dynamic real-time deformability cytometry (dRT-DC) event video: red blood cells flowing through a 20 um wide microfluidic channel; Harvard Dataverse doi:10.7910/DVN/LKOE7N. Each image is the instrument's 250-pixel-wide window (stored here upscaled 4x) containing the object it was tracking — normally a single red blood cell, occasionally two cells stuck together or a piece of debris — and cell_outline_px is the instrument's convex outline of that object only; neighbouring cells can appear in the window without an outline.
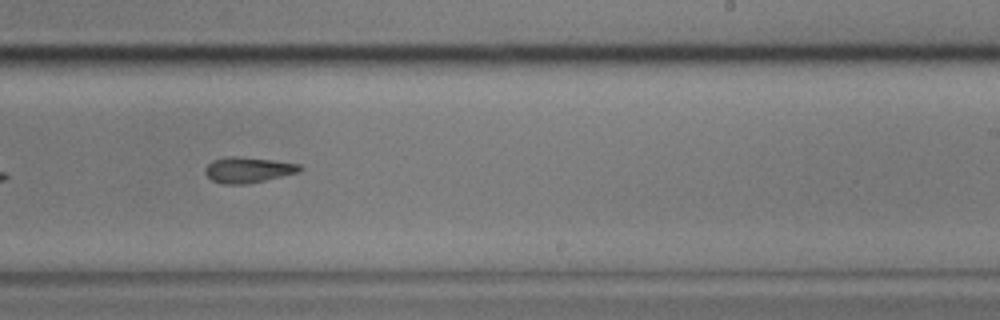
{"species": "common noctule bat (a hibernating species)", "species_latin": "Nyctalus noctula", "temperature_condition": "cold", "stored_images_in_passage": 24, "camera_frame_rate_fps": 3000, "um_per_image_px": 0.085, "animal": {"sex": "male", "body_mass_g": 17.9}, "frame": {"image": 1, "passage_image": 21, "time_ms": 6.667, "image_size_px": [1000, 320], "cell_outline_px": [[304, 168], [300, 172], [248, 184], [220, 184], [212, 180], [204, 172], [204, 168], [212, 160], [228, 156], [236, 156], [272, 160], [300, 164]], "centroid_in_image_um": [21.08, 14.44], "position_along_channel_um": 267.9, "area_um2": 14.28}}